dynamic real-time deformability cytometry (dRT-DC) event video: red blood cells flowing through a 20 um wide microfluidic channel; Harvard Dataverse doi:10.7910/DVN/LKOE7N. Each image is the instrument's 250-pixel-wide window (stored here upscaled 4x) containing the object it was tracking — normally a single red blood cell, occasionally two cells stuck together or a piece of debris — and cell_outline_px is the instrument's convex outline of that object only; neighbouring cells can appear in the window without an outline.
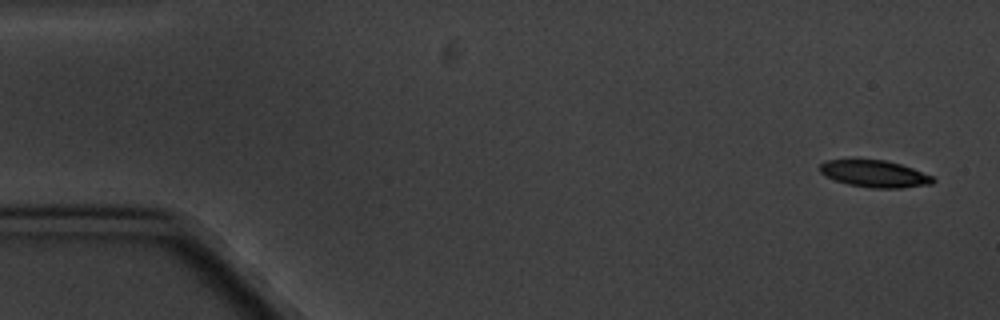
{"species": "common noctule bat (a hibernating species)", "species_latin": "Nyctalus noctula", "temperature_condition": "cold", "stored_images_in_passage": 5, "camera_frame_rate_fps": 3000, "um_per_image_px": 0.085, "animal": {"sex": "male", "body_mass_g": 20.1, "forearm_length_mm": 53.5}, "frame": {"image": 1, "passage_image": 1, "time_ms": 0.0, "image_size_px": [1000, 320], "cell_outline_px": [[936, 180], [932, 184], [900, 188], [872, 188], [848, 184], [824, 176], [820, 172], [820, 164], [824, 160], [884, 160], [900, 164], [912, 168], [932, 176]], "centroid_in_image_um": [74.33, 14.78], "position_along_channel_um": 10.7, "area_um2": 17.63}}
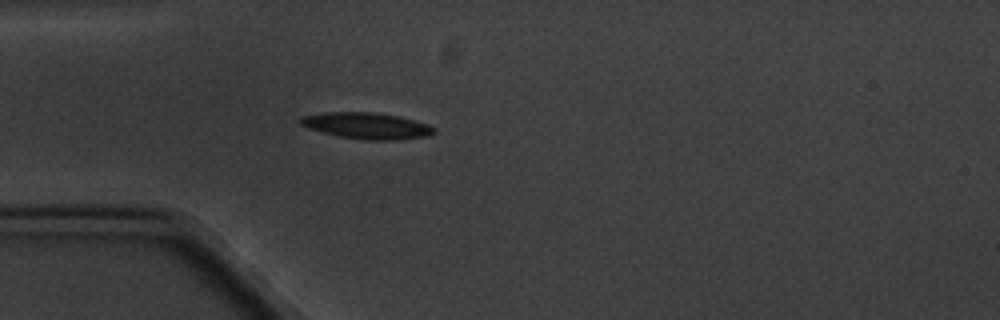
{"frame": {"image": 2, "passage_image": 5, "time_ms": 4.667, "image_size_px": [1000, 320], "cell_outline_px": [[436, 132], [428, 136], [400, 140], [364, 140], [340, 136], [308, 128], [300, 124], [296, 120], [300, 116], [324, 112], [372, 112], [396, 116], [428, 124]], "centroid_in_image_um": [31.12, 10.69], "position_along_channel_um": 53.9, "area_um2": 20.4}}